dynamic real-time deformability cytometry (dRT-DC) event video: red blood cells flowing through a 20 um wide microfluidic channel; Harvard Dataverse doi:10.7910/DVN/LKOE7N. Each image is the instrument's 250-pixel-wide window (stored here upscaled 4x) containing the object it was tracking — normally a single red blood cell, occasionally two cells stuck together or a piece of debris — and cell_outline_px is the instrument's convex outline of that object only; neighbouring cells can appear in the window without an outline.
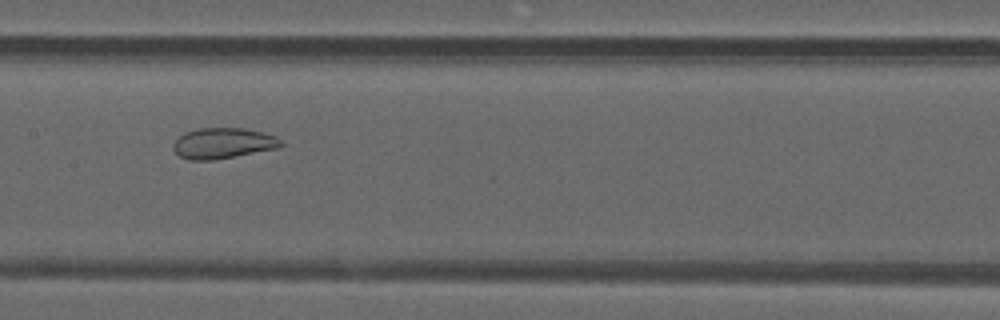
{"species": "common noctule bat (a hibernating species)", "species_latin": "Nyctalus noctula", "temperature_condition": "warm", "stored_images_in_passage": 48, "camera_frame_rate_fps": 3000, "um_per_image_px": 0.085, "animal": {"sex": "male", "forearm_length_mm": 52.5}, "frame": {"image": 1, "passage_image": 24, "time_ms": 7.667, "image_size_px": [1000, 320], "cell_outline_px": [[284, 144], [280, 148], [236, 156], [212, 160], [188, 160], [180, 156], [172, 148], [172, 144], [184, 132], [200, 128], [244, 128], [264, 132], [276, 136]], "centroid_in_image_um": [18.98, 12.17], "position_along_channel_um": 188.4, "area_um2": 19.42}}
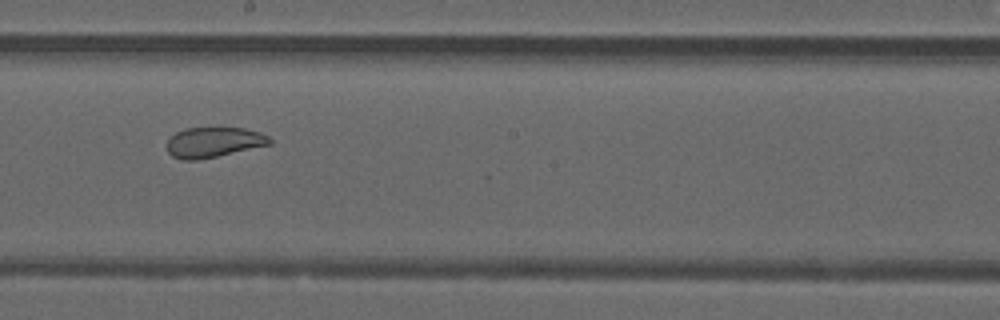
{"frame": {"image": 2, "passage_image": 27, "time_ms": 8.667, "image_size_px": [1000, 320], "cell_outline_px": [[272, 144], [216, 156], [196, 160], [180, 160], [172, 156], [168, 152], [168, 140], [176, 132], [184, 128], [244, 128], [260, 132], [268, 136], [272, 140]], "centroid_in_image_um": [18.16, 12.09], "position_along_channel_um": 230.0, "area_um2": 17.98}}
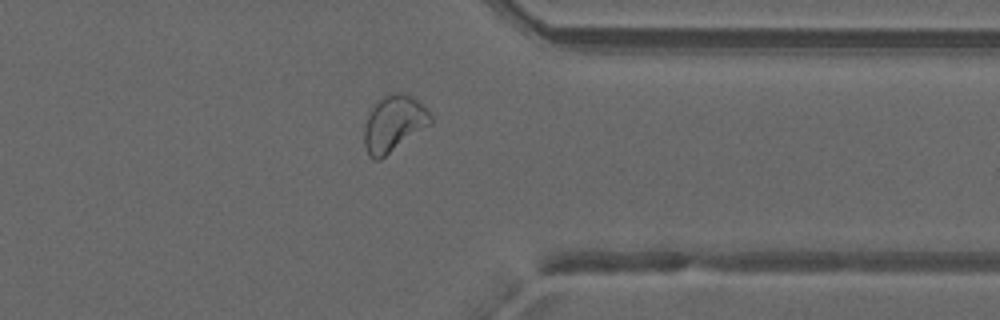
{"frame": {"image": 3, "passage_image": 38, "time_ms": 12.333, "image_size_px": [1000, 320], "cell_outline_px": [[432, 124], [380, 160], [372, 160], [368, 156], [364, 144], [364, 124], [372, 104], [388, 92], [400, 88], [412, 96], [428, 108], [432, 116]], "centroid_in_image_um": [33.47, 10.45], "position_along_channel_um": 377.9, "area_um2": 22.77}, "authors_computed_cell_mechanics": {"area_um2": 23.7558, "velocity_mm_per_s": 4.1787, "shape_relaxation_time_tau1_ms": null, "shape_relaxation_time_tau2_ms": 1.2784, "deformation_change_tau1": null, "deformation_change_tau2": 0.0768}}